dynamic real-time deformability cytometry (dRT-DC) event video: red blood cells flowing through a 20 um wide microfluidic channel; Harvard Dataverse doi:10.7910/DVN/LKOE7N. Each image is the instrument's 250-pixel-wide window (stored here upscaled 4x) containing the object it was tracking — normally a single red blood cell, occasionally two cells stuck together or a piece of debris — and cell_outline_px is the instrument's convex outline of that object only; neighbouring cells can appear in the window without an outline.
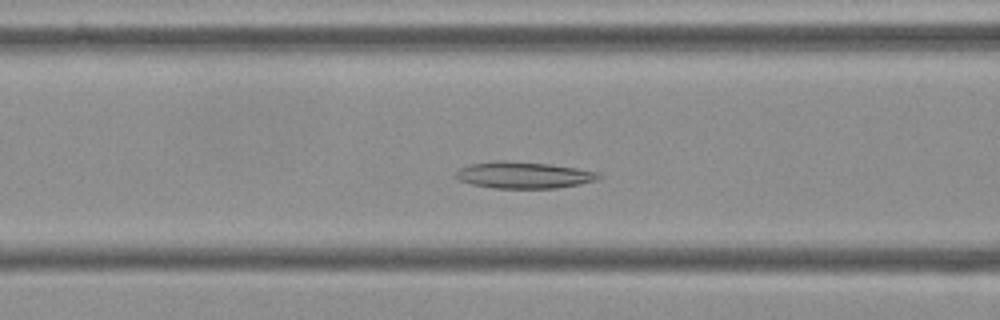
{"species": "Egyptian fruit bat (a non-hibernating species)", "species_latin": "Rousettus aegyptiacus", "temperature_condition": "cold", "stored_images_in_passage": 52, "camera_frame_rate_fps": 3000, "um_per_image_px": 0.085, "frame": {"image": 1, "passage_image": 18, "time_ms": 5.667, "image_size_px": [1000, 320], "cell_outline_px": [[600, 180], [580, 184], [556, 188], [496, 188], [472, 184], [460, 180], [456, 176], [456, 172], [460, 168], [472, 164], [496, 160], [508, 160], [548, 164], [576, 168], [596, 172], [600, 176]], "centroid_in_image_um": [44.53, 14.88], "position_along_channel_um": 122.1, "area_um2": 21.96}}
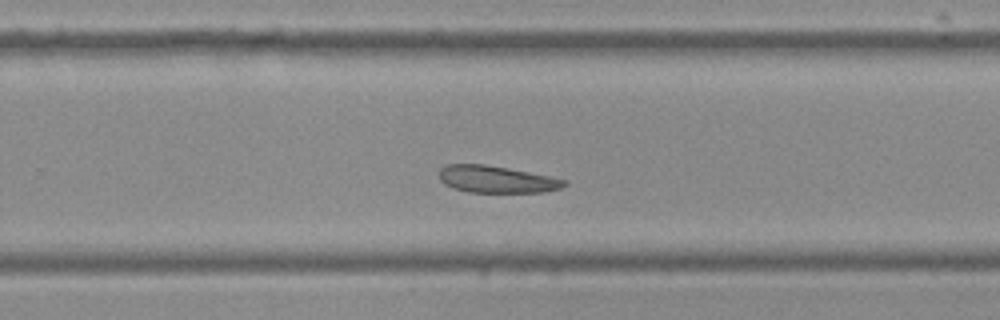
{"frame": {"image": 2, "passage_image": 32, "time_ms": 10.333, "image_size_px": [1000, 320], "cell_outline_px": [[568, 184], [560, 188], [544, 192], [468, 192], [452, 188], [444, 184], [440, 180], [440, 168], [448, 164], [484, 164], [508, 168], [568, 180]], "centroid_in_image_um": [42.19, 15.24], "position_along_channel_um": 287.6, "area_um2": 19.65}}
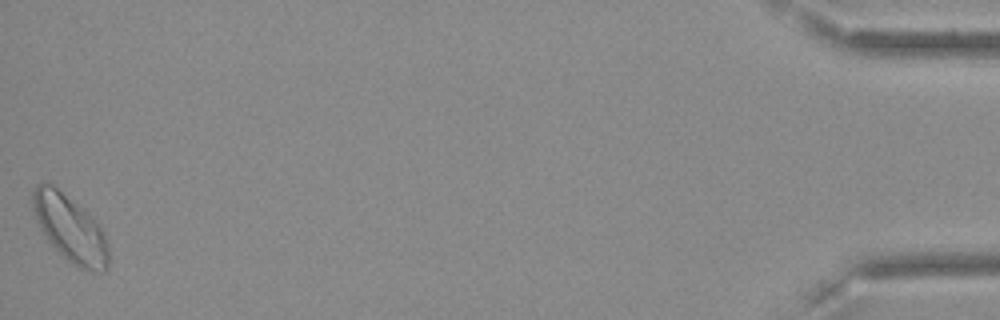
{"frame": {"image": 3, "passage_image": 52, "time_ms": 17.0, "image_size_px": [1000, 320], "cell_outline_px": [[108, 268], [104, 272], [96, 272], [76, 268], [48, 240], [40, 228], [36, 220], [32, 204], [32, 192], [36, 184], [52, 184], [84, 208], [100, 224], [108, 244]], "centroid_in_image_um": [5.99, 19.44], "position_along_channel_um": 429.2, "area_um2": 29.54}}